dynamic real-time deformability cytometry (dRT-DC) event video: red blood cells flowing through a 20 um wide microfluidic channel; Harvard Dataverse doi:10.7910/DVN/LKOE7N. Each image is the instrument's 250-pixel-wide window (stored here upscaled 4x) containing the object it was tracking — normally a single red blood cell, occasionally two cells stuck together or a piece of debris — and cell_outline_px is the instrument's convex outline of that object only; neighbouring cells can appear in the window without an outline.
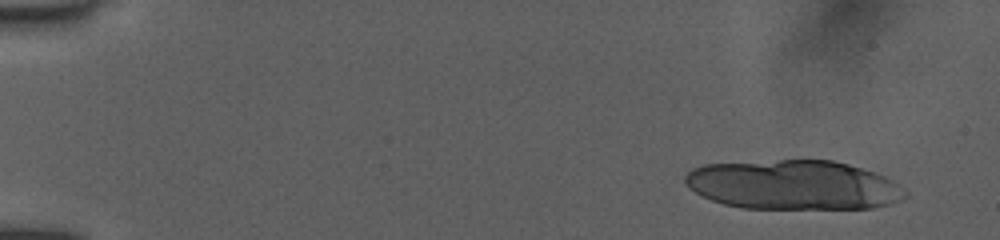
{"species": "human", "species_latin": "Homo sapiens", "temperature_condition": "room temperature", "stored_images_in_passage": 15, "camera_frame_rate_fps": 3000, "um_per_image_px": 0.085, "donor": {"sex": "female"}, "frame": {"image": 1, "passage_image": 3, "time_ms": 1.0, "image_size_px": [1000, 240], "cell_outline_px": [[908, 196], [904, 200], [872, 208], [740, 208], [724, 204], [712, 200], [688, 188], [684, 180], [684, 176], [692, 168], [704, 164], [780, 160], [832, 160], [848, 164], [876, 172], [900, 184], [908, 192]], "centroid_in_image_um": [67.47, 15.72], "position_along_channel_um": 17.5, "area_um2": 63.7}}